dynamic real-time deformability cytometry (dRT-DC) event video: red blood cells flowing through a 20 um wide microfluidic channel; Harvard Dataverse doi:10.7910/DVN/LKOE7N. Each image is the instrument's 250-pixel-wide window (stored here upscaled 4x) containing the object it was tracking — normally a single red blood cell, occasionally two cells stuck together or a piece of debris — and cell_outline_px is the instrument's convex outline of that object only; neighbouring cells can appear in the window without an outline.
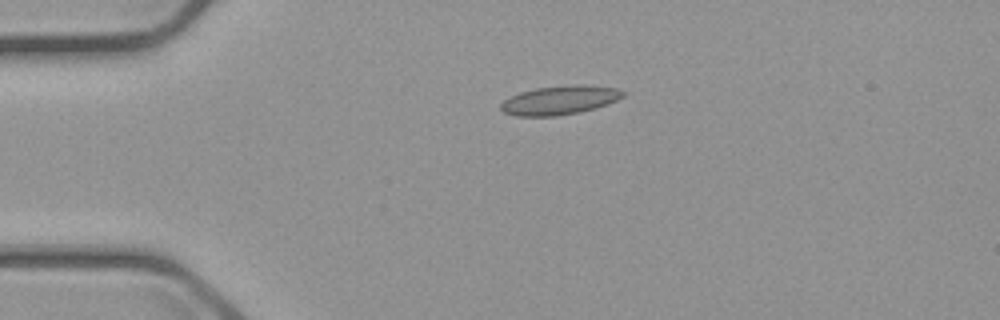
{"species": "common noctule bat (a hibernating species)", "species_latin": "Nyctalus noctula", "temperature_condition": "cold", "stored_images_in_passage": 6, "camera_frame_rate_fps": 3000, "um_per_image_px": 0.085, "animal": {"sex": "male", "body_mass_g": 23.1, "forearm_length_mm": 52.7}, "frame": {"image": 1, "passage_image": 4, "time_ms": 3.667, "image_size_px": [1000, 320], "cell_outline_px": [[628, 92], [624, 96], [616, 100], [596, 108], [580, 112], [556, 116], [516, 116], [504, 112], [500, 108], [500, 104], [504, 100], [520, 92], [536, 88], [576, 84], [616, 88]], "centroid_in_image_um": [47.59, 8.52], "position_along_channel_um": 37.4, "area_um2": 20.52}}
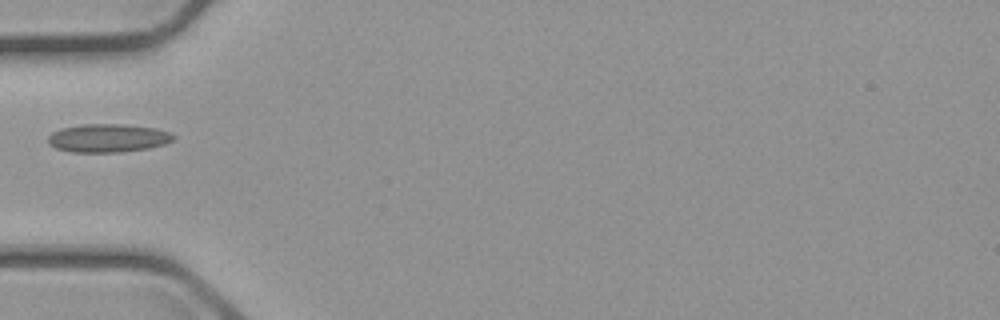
{"frame": {"image": 2, "passage_image": 5, "time_ms": 5.667, "image_size_px": [1000, 320], "cell_outline_px": [[176, 136], [172, 140], [164, 144], [148, 148], [120, 152], [72, 152], [56, 148], [48, 144], [48, 136], [52, 132], [60, 128], [84, 124], [120, 124], [156, 128], [168, 132]], "centroid_in_image_um": [9.14, 11.73], "position_along_channel_um": 75.9, "area_um2": 20.63}}
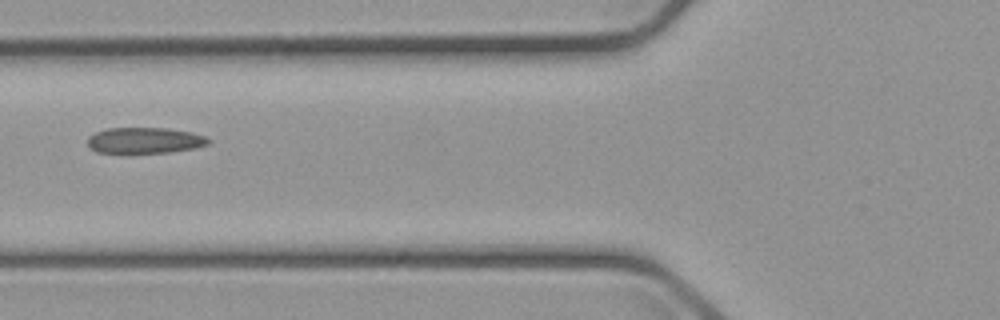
{"frame": {"image": 3, "passage_image": 6, "time_ms": 6.667, "image_size_px": [1000, 320], "cell_outline_px": [[212, 140], [208, 144], [196, 148], [168, 152], [132, 156], [124, 156], [96, 152], [88, 144], [88, 136], [96, 132], [108, 128], [168, 128], [192, 132], [204, 136]], "centroid_in_image_um": [12.26, 11.99], "position_along_channel_um": 113.5, "area_um2": 19.25}}